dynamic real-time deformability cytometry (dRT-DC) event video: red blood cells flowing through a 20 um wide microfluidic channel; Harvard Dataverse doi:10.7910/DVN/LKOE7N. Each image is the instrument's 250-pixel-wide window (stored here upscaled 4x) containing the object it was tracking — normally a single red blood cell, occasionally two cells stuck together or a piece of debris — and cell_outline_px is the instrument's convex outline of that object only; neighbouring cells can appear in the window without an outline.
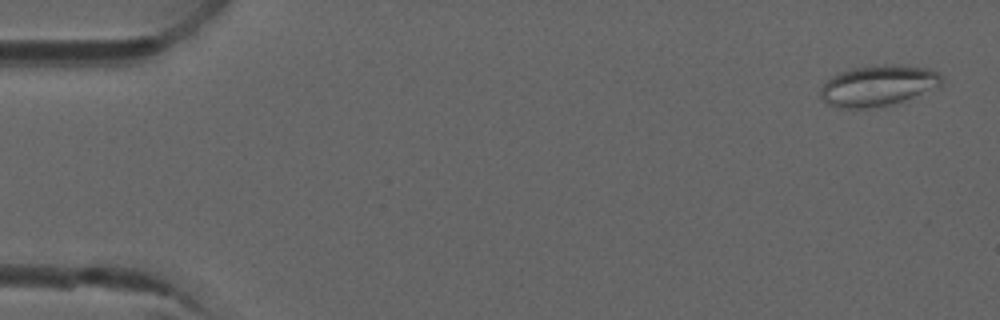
{"species": "common noctule bat (a hibernating species)", "species_latin": "Nyctalus noctula", "temperature_condition": "room temperature", "stored_images_in_passage": 6, "camera_frame_rate_fps": 3000, "um_per_image_px": 0.085, "animal": {"sex": "male", "forearm_length_mm": 52.5}, "frame": {"image": 1, "passage_image": 1, "time_ms": 0.0, "image_size_px": [1000, 320], "cell_outline_px": [[944, 84], [940, 88], [888, 104], [868, 108], [848, 108], [828, 104], [820, 96], [820, 88], [832, 76], [840, 72], [852, 68], [884, 64], [896, 64], [928, 68], [940, 72], [944, 76]], "centroid_in_image_um": [74.72, 7.25], "position_along_channel_um": 10.3, "area_um2": 28.84}}